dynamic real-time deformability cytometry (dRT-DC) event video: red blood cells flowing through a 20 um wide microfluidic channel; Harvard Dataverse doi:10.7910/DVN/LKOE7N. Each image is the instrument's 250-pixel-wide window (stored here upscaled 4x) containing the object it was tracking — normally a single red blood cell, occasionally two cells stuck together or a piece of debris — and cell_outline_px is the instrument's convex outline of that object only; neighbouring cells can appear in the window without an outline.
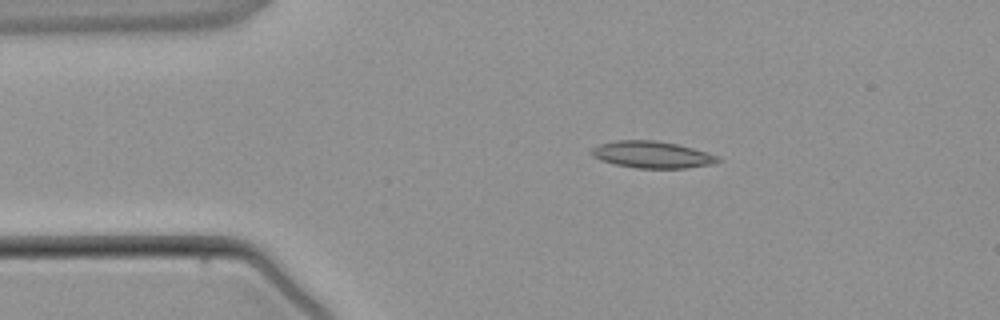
{"species": "common noctule bat (a hibernating species)", "species_latin": "Nyctalus noctula", "temperature_condition": "warm", "stored_images_in_passage": 3, "camera_frame_rate_fps": 3000, "um_per_image_px": 0.085, "animal": {"sex": "male", "body_mass_g": 21.5, "forearm_length_mm": 52.0}, "frame": {"image": 1, "passage_image": 2, "time_ms": 1.333, "image_size_px": [1000, 320], "cell_outline_px": [[724, 160], [708, 164], [688, 168], [636, 168], [616, 164], [600, 160], [592, 156], [588, 152], [592, 148], [600, 144], [616, 140], [652, 140], [676, 144], [692, 148], [720, 156]], "centroid_in_image_um": [55.41, 13.14], "position_along_channel_um": 29.6, "area_um2": 19.71}}